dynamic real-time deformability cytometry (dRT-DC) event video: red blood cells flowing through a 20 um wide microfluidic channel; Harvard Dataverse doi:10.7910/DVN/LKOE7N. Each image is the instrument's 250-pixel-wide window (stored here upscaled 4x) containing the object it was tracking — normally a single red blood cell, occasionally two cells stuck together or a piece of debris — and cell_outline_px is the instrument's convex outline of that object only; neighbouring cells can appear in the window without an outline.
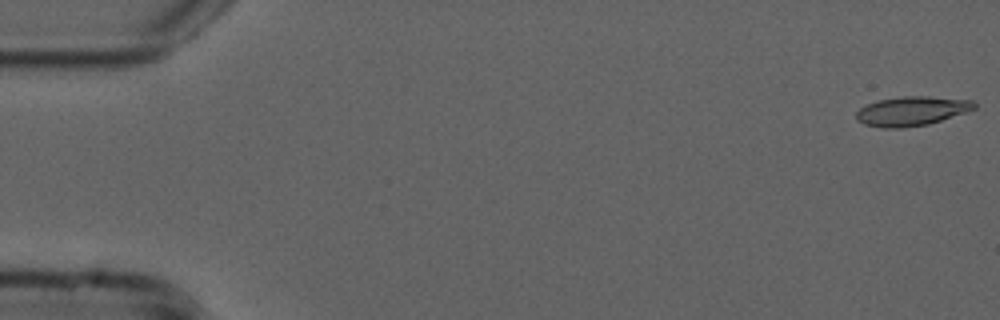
{"species": "common noctule bat (a hibernating species)", "species_latin": "Nyctalus noctula", "temperature_condition": "cold", "stored_images_in_passage": 54, "camera_frame_rate_fps": 3000, "um_per_image_px": 0.085, "animal": {"sex": "male", "forearm_length_mm": 52.5}, "frame": {"image": 1, "passage_image": 1, "time_ms": 0.0, "image_size_px": [1000, 320], "cell_outline_px": [[976, 108], [928, 124], [904, 128], [884, 128], [864, 124], [856, 120], [856, 112], [860, 108], [876, 100], [904, 96], [928, 96], [972, 100], [976, 104]], "centroid_in_image_um": [77.46, 9.44], "position_along_channel_um": 7.5, "area_um2": 20.06}}
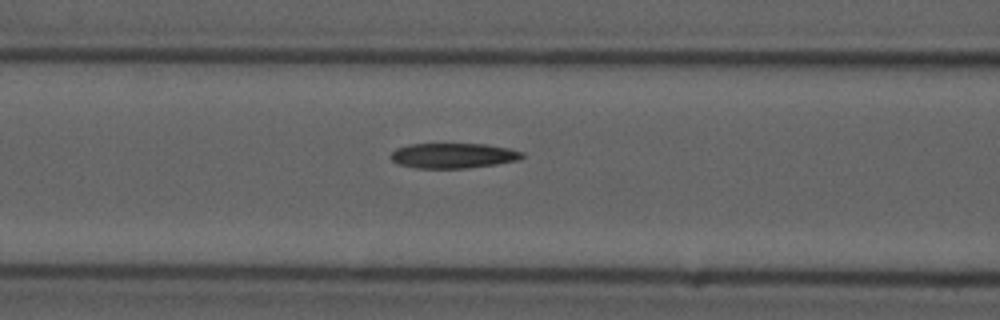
{"frame": {"image": 2, "passage_image": 22, "time_ms": 7.0, "image_size_px": [1000, 320], "cell_outline_px": [[524, 156], [520, 160], [496, 164], [468, 168], [416, 168], [400, 164], [392, 160], [388, 156], [396, 148], [408, 144], [488, 144], [508, 148], [524, 152]], "centroid_in_image_um": [38.54, 13.22], "position_along_channel_um": 128.1, "area_um2": 19.36}}
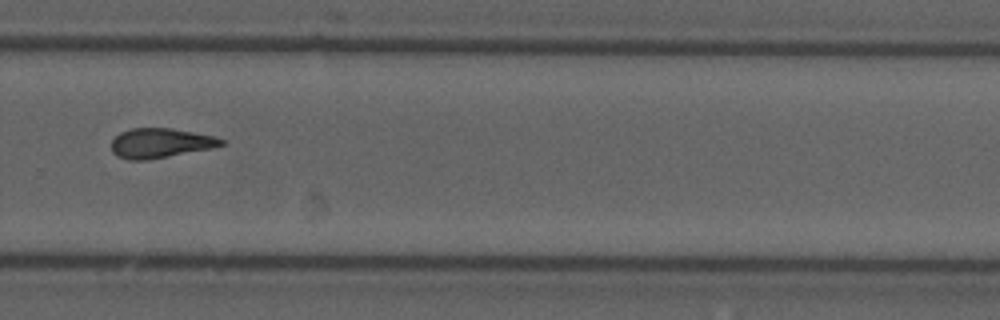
{"frame": {"image": 3, "passage_image": 37, "time_ms": 12.0, "image_size_px": [1000, 320], "cell_outline_px": [[224, 144], [216, 148], [148, 160], [128, 160], [116, 156], [112, 152], [112, 140], [120, 132], [132, 128], [172, 128], [212, 136], [224, 140]], "centroid_in_image_um": [13.63, 12.18], "position_along_channel_um": 316.2, "area_um2": 19.13}}